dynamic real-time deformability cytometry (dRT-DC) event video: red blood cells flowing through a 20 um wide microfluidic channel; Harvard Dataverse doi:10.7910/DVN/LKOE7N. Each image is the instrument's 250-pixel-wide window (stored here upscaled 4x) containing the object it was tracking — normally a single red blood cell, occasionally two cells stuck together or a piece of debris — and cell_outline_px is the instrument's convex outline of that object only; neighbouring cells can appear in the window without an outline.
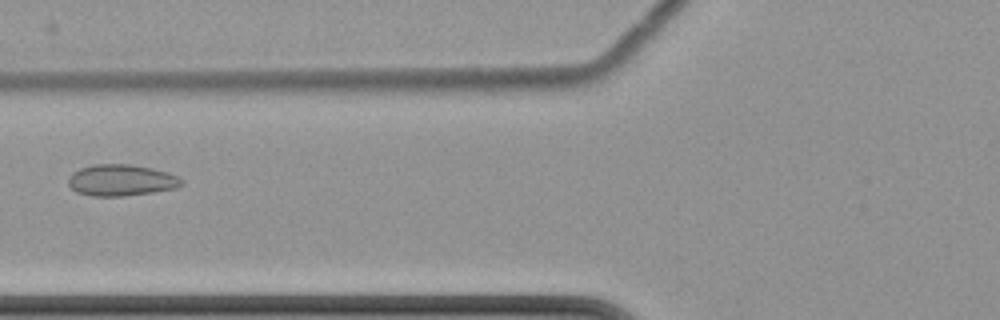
{"species": "common noctule bat (a hibernating species)", "species_latin": "Nyctalus noctula", "temperature_condition": "cold", "stored_images_in_passage": 3, "camera_frame_rate_fps": 3000, "um_per_image_px": 0.085, "animal": {"sex": "female", "body_mass_g": 22.7, "forearm_length_mm": 54.2}, "frame": {"image": 1, "passage_image": 3, "time_ms": 3.0, "image_size_px": [1000, 320], "cell_outline_px": [[184, 184], [176, 188], [152, 192], [124, 196], [92, 196], [76, 192], [68, 184], [68, 180], [72, 172], [80, 168], [92, 164], [132, 164], [152, 168], [168, 172], [184, 180]], "centroid_in_image_um": [10.3, 15.31], "position_along_channel_um": 115.5, "area_um2": 20.87}}